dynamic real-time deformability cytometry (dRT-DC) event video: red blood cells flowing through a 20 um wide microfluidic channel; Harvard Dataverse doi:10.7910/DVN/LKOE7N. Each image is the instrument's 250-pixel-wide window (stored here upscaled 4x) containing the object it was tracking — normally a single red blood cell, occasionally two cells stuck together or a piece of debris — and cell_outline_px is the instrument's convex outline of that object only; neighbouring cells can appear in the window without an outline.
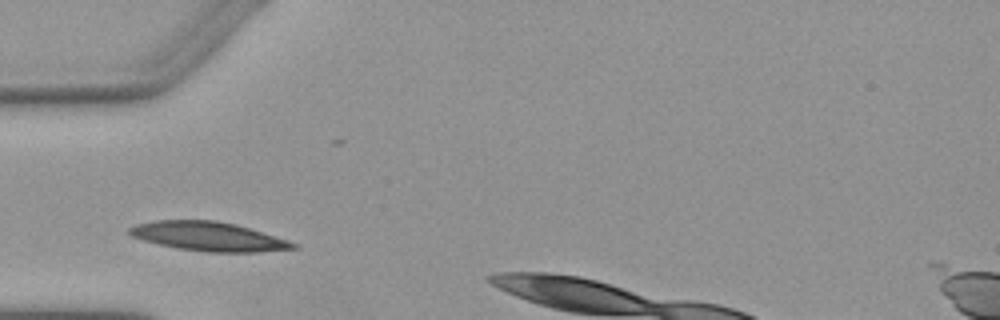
{"species": "Egyptian fruit bat (a non-hibernating species)", "species_latin": "Rousettus aegyptiacus", "temperature_condition": "warm", "stored_images_in_passage": 3, "camera_frame_rate_fps": 3000, "um_per_image_px": 0.085, "animal": {"sex": "female"}, "frame": {"image": 1, "passage_image": 2, "time_ms": 1.0, "image_size_px": [1000, 320], "cell_outline_px": [[296, 248], [256, 252], [208, 252], [176, 248], [144, 240], [132, 236], [128, 232], [128, 228], [136, 224], [156, 220], [216, 220], [236, 224], [288, 240], [296, 244]], "centroid_in_image_um": [17.69, 20.09], "position_along_channel_um": 67.3, "area_um2": 27.51}}